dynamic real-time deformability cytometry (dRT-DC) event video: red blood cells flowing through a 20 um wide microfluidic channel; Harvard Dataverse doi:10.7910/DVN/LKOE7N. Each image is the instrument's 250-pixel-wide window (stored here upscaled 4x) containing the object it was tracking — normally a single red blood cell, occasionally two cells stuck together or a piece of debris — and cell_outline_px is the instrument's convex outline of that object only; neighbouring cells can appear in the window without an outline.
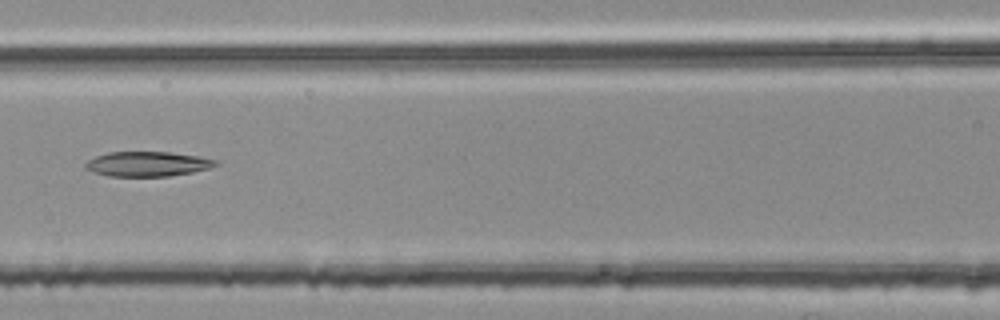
{"species": "common noctule bat (a hibernating species)", "species_latin": "Nyctalus noctula", "temperature_condition": "room temperature", "stored_images_in_passage": 5, "camera_frame_rate_fps": 3000, "um_per_image_px": 0.085, "animal": {"sex": "female", "body_mass_g": 25.1}, "frame": {"image": 1, "passage_image": 5, "time_ms": 1.333, "image_size_px": [1000, 320], "cell_outline_px": [[220, 164], [208, 168], [192, 172], [168, 176], [108, 176], [92, 172], [84, 168], [84, 164], [88, 160], [96, 156], [108, 152], [168, 152], [196, 156], [216, 160]], "centroid_in_image_um": [12.48, 13.94], "position_along_channel_um": 154.1, "area_um2": 18.73}}